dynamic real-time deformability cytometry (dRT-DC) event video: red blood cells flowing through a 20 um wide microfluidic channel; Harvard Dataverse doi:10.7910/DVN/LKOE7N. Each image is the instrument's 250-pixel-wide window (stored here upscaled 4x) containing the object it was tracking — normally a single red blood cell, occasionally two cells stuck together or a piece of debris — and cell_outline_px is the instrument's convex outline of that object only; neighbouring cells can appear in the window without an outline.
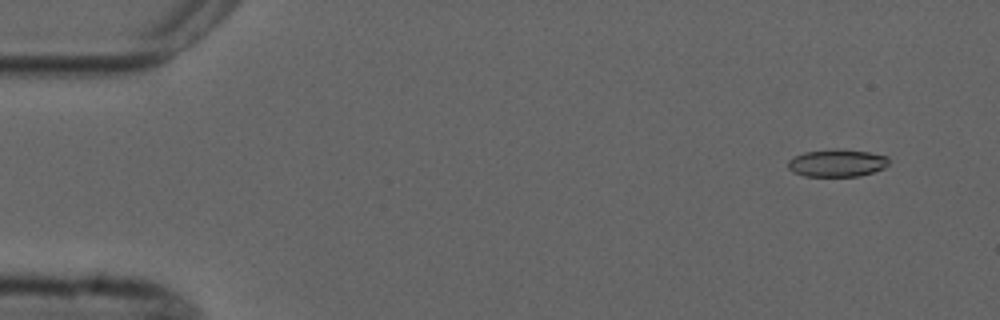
{"species": "common noctule bat (a hibernating species)", "species_latin": "Nyctalus noctula", "temperature_condition": "cold", "stored_images_in_passage": 5, "camera_frame_rate_fps": 3000, "um_per_image_px": 0.085, "animal": {"sex": "male", "forearm_length_mm": 52.5}, "frame": {"image": 1, "passage_image": 1, "time_ms": 0.0, "image_size_px": [1000, 320], "cell_outline_px": [[888, 164], [884, 168], [860, 176], [804, 176], [792, 172], [788, 168], [788, 160], [792, 156], [804, 152], [836, 148], [840, 148], [868, 152], [888, 156]], "centroid_in_image_um": [71.11, 13.84], "position_along_channel_um": 13.9, "area_um2": 16.36}}
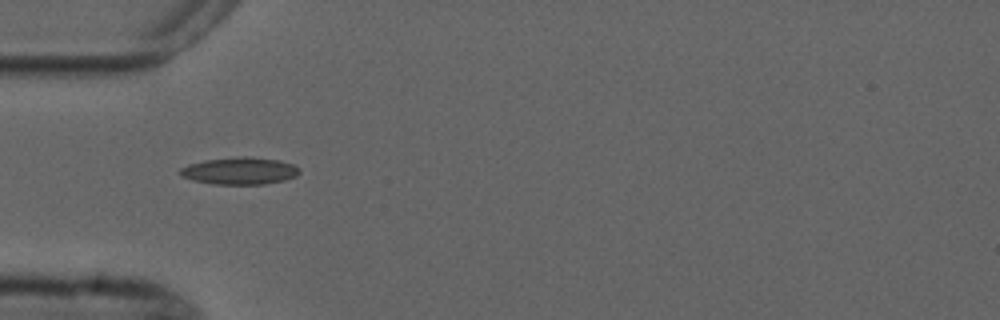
{"frame": {"image": 2, "passage_image": 4, "time_ms": 4.333, "image_size_px": [1000, 320], "cell_outline_px": [[300, 172], [296, 176], [284, 180], [264, 184], [212, 184], [192, 180], [180, 176], [180, 168], [188, 164], [204, 160], [236, 156], [248, 156], [280, 160], [292, 164], [300, 168]], "centroid_in_image_um": [20.36, 14.51], "position_along_channel_um": 64.6, "area_um2": 19.07}}
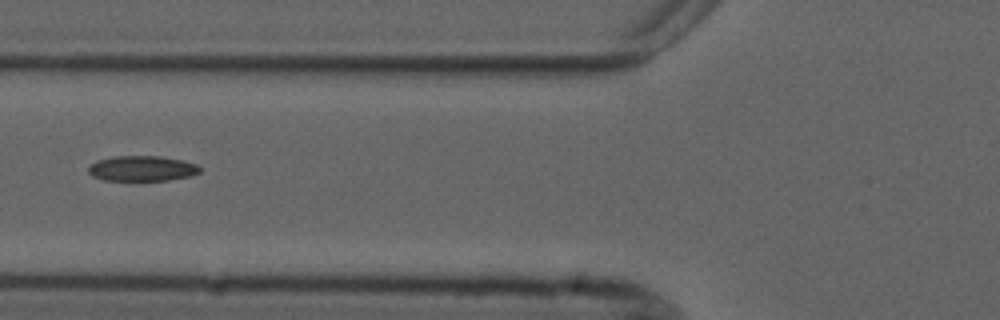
{"frame": {"image": 3, "passage_image": 5, "time_ms": 5.667, "image_size_px": [1000, 320], "cell_outline_px": [[200, 172], [192, 176], [168, 180], [104, 180], [92, 176], [88, 172], [88, 168], [96, 160], [116, 156], [160, 156], [180, 160], [196, 164], [200, 168]], "centroid_in_image_um": [12.07, 14.32], "position_along_channel_um": 113.7, "area_um2": 16.36}}